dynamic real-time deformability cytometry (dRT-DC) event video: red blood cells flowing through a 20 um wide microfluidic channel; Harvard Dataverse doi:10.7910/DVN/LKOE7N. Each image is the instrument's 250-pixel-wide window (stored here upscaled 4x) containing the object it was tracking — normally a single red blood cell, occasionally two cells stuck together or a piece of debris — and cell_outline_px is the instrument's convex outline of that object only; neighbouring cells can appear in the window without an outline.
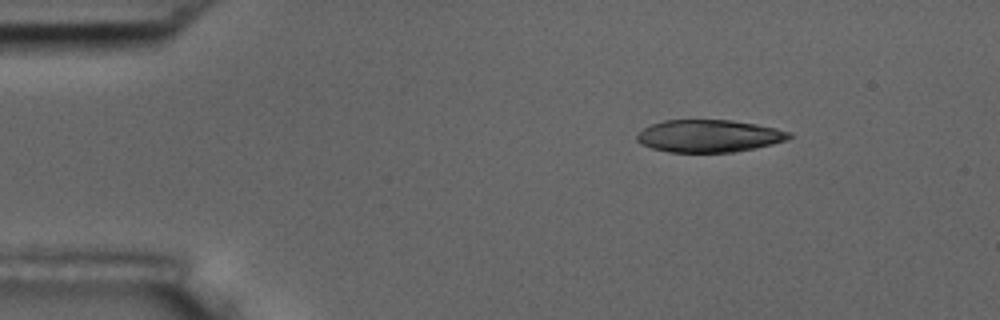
{"species": "common noctule bat (a hibernating species)", "species_latin": "Nyctalus noctula", "temperature_condition": "room temperature", "stored_images_in_passage": 3, "camera_frame_rate_fps": 3000, "um_per_image_px": 0.085, "animal": {"sex": "male", "body_mass_g": 17.5, "forearm_length_mm": 52.3}, "frame": {"image": 1, "passage_image": 1, "time_ms": 0.0, "image_size_px": [1000, 320], "cell_outline_px": [[792, 136], [788, 140], [772, 144], [732, 152], [668, 152], [652, 148], [640, 144], [636, 140], [636, 136], [644, 128], [652, 124], [664, 120], [732, 120], [756, 124], [776, 128], [792, 132]], "centroid_in_image_um": [60.27, 11.55], "position_along_channel_um": 24.7, "area_um2": 28.73}}